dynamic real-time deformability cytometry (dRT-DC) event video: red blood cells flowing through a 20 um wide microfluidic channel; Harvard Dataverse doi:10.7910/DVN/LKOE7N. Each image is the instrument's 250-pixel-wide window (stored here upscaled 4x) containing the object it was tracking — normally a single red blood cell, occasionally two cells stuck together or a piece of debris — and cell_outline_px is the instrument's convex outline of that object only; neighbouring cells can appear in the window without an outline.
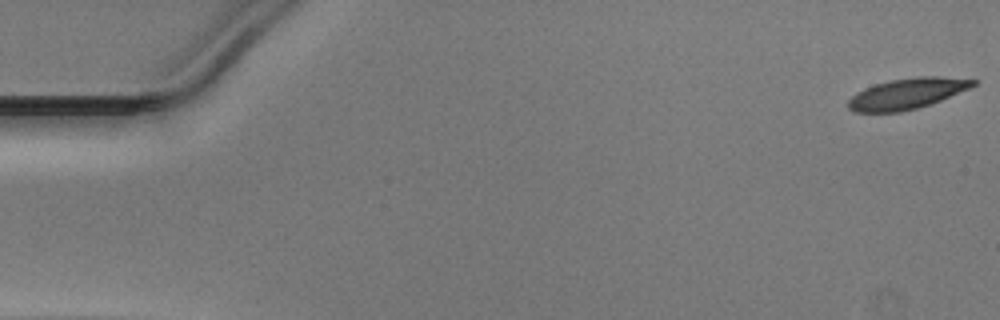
{"species": "Egyptian fruit bat (a non-hibernating species)", "species_latin": "Rousettus aegyptiacus", "temperature_condition": "warm", "stored_images_in_passage": 13, "camera_frame_rate_fps": 3000, "um_per_image_px": 0.085, "animal": {"sex": "male"}, "frame": {"image": 1, "passage_image": 1, "time_ms": 0.0, "image_size_px": [1000, 320], "cell_outline_px": [[976, 84], [968, 88], [940, 100], [916, 108], [900, 112], [856, 112], [848, 108], [848, 100], [856, 92], [864, 88], [888, 80], [920, 76], [940, 76], [976, 80]], "centroid_in_image_um": [77.05, 7.95], "position_along_channel_um": 8.0, "area_um2": 22.08}}
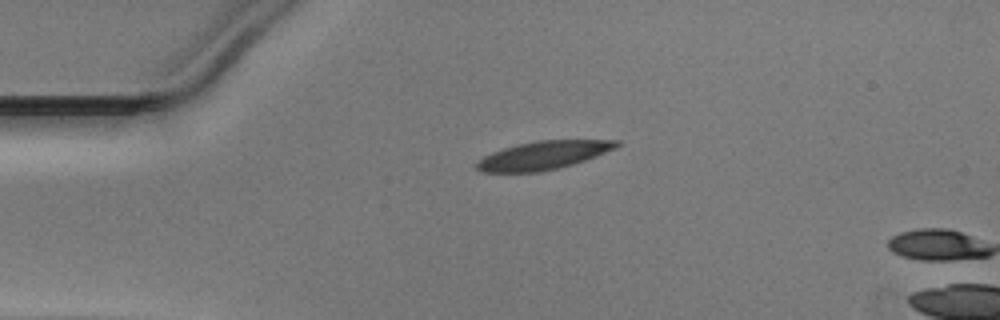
{"frame": {"image": 2, "passage_image": 12, "time_ms": 3.667, "image_size_px": [1000, 320], "cell_outline_px": [[620, 144], [616, 148], [596, 156], [572, 164], [540, 172], [484, 172], [476, 168], [476, 164], [484, 156], [492, 152], [504, 148], [520, 144], [540, 140], [620, 140]], "centroid_in_image_um": [46.2, 13.2], "position_along_channel_um": 38.8, "area_um2": 22.72}}